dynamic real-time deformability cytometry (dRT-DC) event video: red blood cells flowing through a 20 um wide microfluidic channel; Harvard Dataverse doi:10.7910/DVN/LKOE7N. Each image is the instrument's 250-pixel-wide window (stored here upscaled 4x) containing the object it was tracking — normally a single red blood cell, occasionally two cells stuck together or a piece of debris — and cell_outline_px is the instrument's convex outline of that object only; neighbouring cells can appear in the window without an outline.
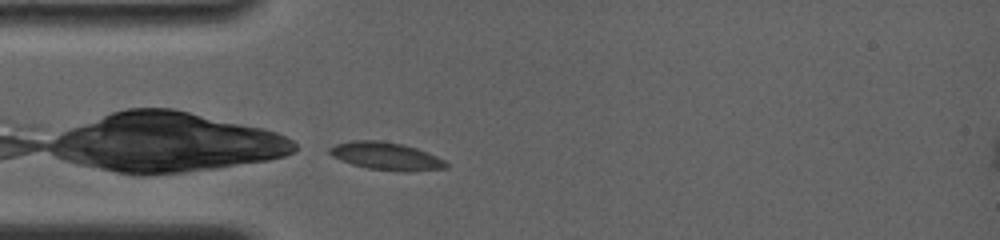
{"species": "common noctule bat (a hibernating species)", "species_latin": "Nyctalus noctula", "temperature_condition": "room temperature", "stored_images_in_passage": 18, "camera_frame_rate_fps": 4000, "um_per_image_px": 0.085, "animal": {"sex": "female", "body_mass_g": 19.0, "forearm_length_mm": 56.7}, "frame": {"image": 1, "passage_image": 1, "time_ms": 0.0, "image_size_px": [1000, 240], "cell_outline_px": [[448, 168], [408, 172], [396, 172], [368, 168], [352, 164], [340, 160], [332, 156], [328, 152], [328, 148], [336, 144], [352, 140], [380, 140], [404, 144], [416, 148], [436, 156], [444, 160], [448, 164]], "centroid_in_image_um": [32.82, 13.27], "position_along_channel_um": 52.2, "area_um2": 19.02}}
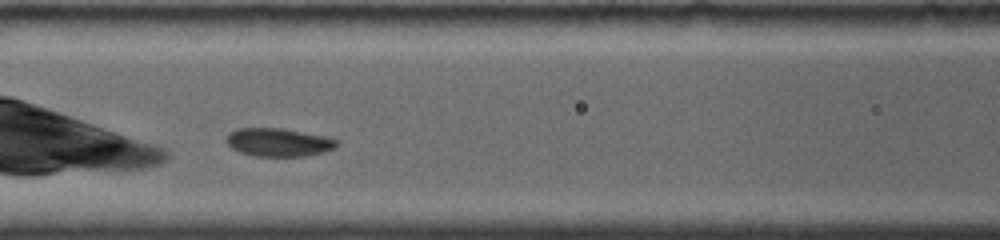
{"frame": {"image": 2, "passage_image": 12, "time_ms": 2.5, "image_size_px": [1000, 240], "cell_outline_px": [[340, 144], [336, 148], [324, 152], [304, 156], [252, 156], [240, 152], [232, 148], [228, 144], [228, 132], [236, 128], [284, 128], [324, 136], [340, 140]], "centroid_in_image_um": [23.72, 12.09], "position_along_channel_um": 142.9, "area_um2": 18.32}}
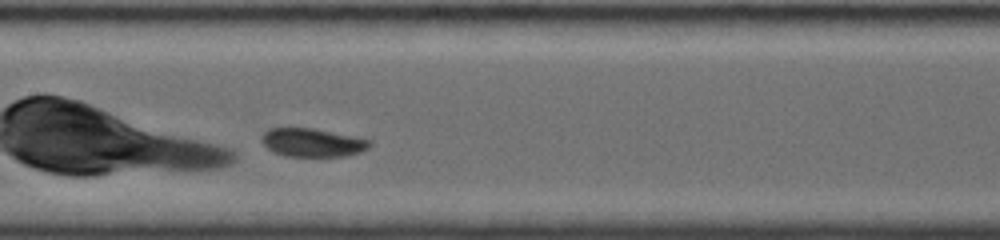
{"frame": {"image": 3, "passage_image": 16, "time_ms": 3.5, "image_size_px": [1000, 240], "cell_outline_px": [[372, 144], [368, 148], [360, 152], [344, 156], [284, 156], [268, 148], [260, 140], [264, 132], [268, 128], [312, 128], [372, 140]], "centroid_in_image_um": [26.56, 12.11], "position_along_channel_um": 180.8, "area_um2": 17.74}}